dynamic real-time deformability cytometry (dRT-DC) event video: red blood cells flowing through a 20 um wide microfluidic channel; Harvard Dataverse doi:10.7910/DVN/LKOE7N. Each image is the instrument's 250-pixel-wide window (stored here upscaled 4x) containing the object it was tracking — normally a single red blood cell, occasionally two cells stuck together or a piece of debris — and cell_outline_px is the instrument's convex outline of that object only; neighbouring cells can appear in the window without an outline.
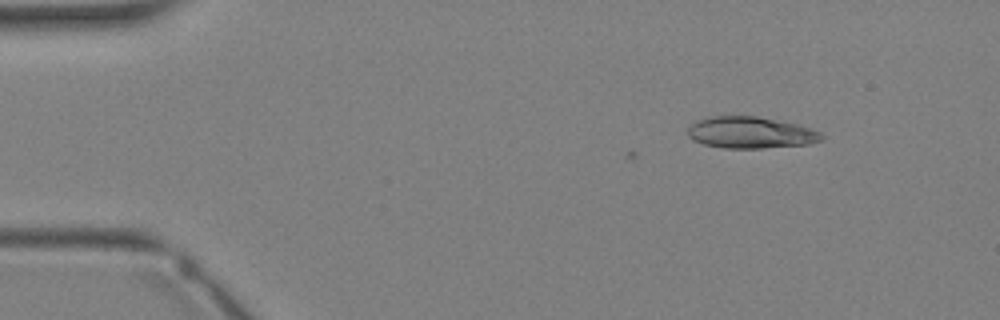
{"species": "Egyptian fruit bat (a non-hibernating species)", "species_latin": "Rousettus aegyptiacus", "temperature_condition": "warm", "stored_images_in_passage": 5, "camera_frame_rate_fps": 3000, "um_per_image_px": 0.085, "animal": {"sex": "female"}, "frame": {"image": 1, "passage_image": 5, "time_ms": 1.333, "image_size_px": [1000, 320], "cell_outline_px": [[824, 140], [808, 144], [764, 148], [724, 148], [704, 144], [692, 140], [688, 136], [688, 128], [696, 120], [712, 116], [756, 116], [796, 124], [820, 132], [824, 136]], "centroid_in_image_um": [63.79, 11.27], "position_along_channel_um": 21.2, "area_um2": 24.57}}